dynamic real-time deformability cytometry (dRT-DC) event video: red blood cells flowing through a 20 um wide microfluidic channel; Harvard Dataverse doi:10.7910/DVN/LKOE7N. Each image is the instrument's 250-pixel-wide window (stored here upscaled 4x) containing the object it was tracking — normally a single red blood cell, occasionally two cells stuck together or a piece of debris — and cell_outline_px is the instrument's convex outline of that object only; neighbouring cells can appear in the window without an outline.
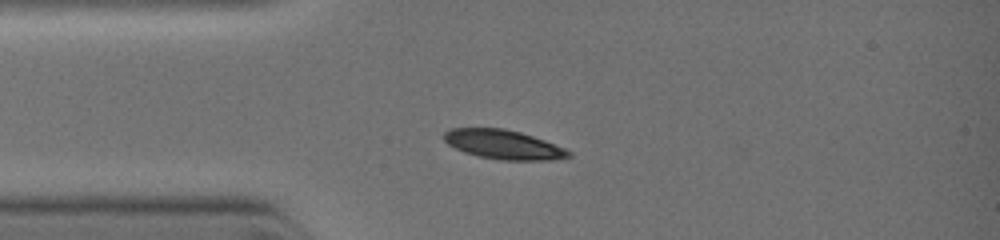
{"species": "common noctule bat (a hibernating species)", "species_latin": "Nyctalus noctula", "temperature_condition": "warm", "stored_images_in_passage": 17, "camera_frame_rate_fps": 3000, "um_per_image_px": 0.085, "animal": {"sex": "female", "body_mass_g": 19.0, "forearm_length_mm": 51.5}, "frame": {"image": 1, "passage_image": 1, "time_ms": 0.0, "image_size_px": [1000, 240], "cell_outline_px": [[572, 156], [552, 160], [500, 160], [476, 156], [464, 152], [448, 144], [444, 140], [444, 132], [452, 128], [504, 128], [520, 132], [544, 140], [564, 148], [572, 152]], "centroid_in_image_um": [42.79, 12.29], "position_along_channel_um": 42.2, "area_um2": 21.21}}
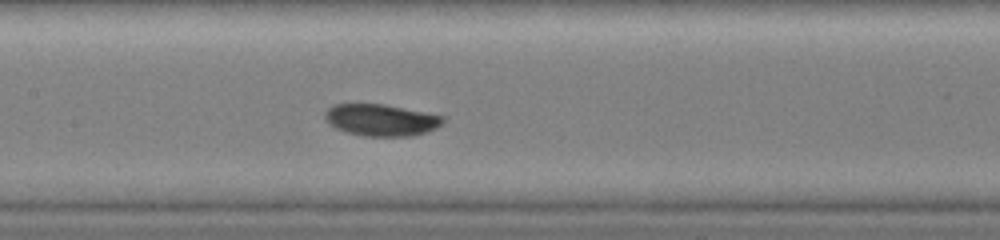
{"frame": {"image": 2, "passage_image": 10, "time_ms": 2.667, "image_size_px": [1000, 240], "cell_outline_px": [[444, 120], [436, 128], [412, 136], [364, 136], [344, 132], [336, 128], [324, 116], [324, 112], [332, 104], [384, 104], [444, 116]], "centroid_in_image_um": [32.37, 10.2], "position_along_channel_um": 175.0, "area_um2": 21.68}}
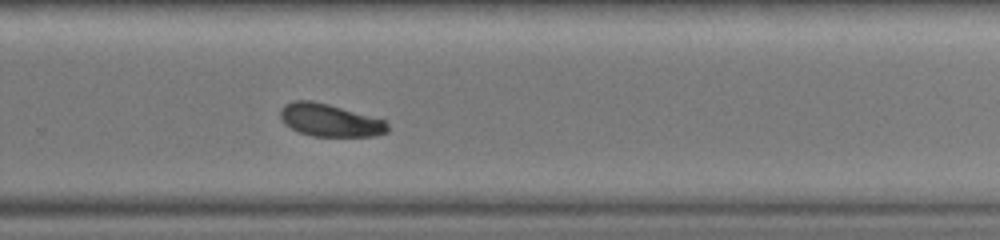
{"frame": {"image": 3, "passage_image": 17, "time_ms": 5.0, "image_size_px": [1000, 240], "cell_outline_px": [[388, 132], [376, 136], [312, 136], [300, 132], [284, 124], [280, 116], [280, 108], [284, 104], [296, 100], [308, 100], [328, 104], [384, 120], [388, 124]], "centroid_in_image_um": [28.02, 10.22], "position_along_channel_um": 301.8, "area_um2": 20.23}}